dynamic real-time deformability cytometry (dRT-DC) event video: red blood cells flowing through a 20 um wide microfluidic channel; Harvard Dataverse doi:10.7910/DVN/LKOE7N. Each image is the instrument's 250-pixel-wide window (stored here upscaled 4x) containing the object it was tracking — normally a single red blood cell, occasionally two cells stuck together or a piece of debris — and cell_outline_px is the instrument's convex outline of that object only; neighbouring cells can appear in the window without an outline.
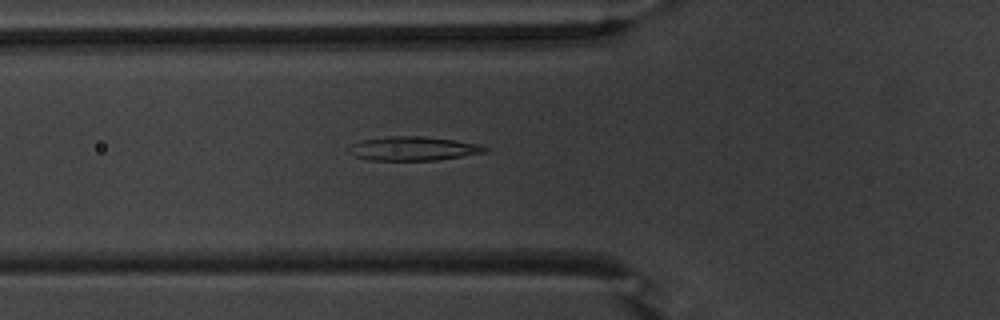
{"species": "common noctule bat (a hibernating species)", "species_latin": "Nyctalus noctula", "temperature_condition": "warm", "stored_images_in_passage": 42, "camera_frame_rate_fps": 3000, "um_per_image_px": 0.085, "animal": {"sex": "male", "body_mass_g": 20.1, "forearm_length_mm": 53.5}, "frame": {"image": 1, "passage_image": 8, "time_ms": 2.333, "image_size_px": [1000, 320], "cell_outline_px": [[488, 152], [436, 160], [368, 160], [356, 156], [348, 152], [344, 148], [348, 144], [360, 140], [388, 136], [420, 136], [456, 140], [480, 144], [488, 148]], "centroid_in_image_um": [35.06, 12.62], "position_along_channel_um": 90.7, "area_um2": 19.31}}
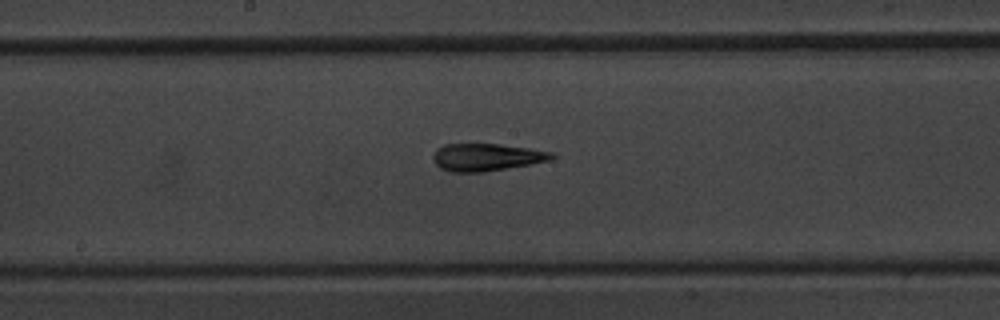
{"frame": {"image": 2, "passage_image": 17, "time_ms": 5.333, "image_size_px": [1000, 320], "cell_outline_px": [[556, 156], [552, 160], [484, 172], [448, 172], [440, 168], [432, 160], [432, 156], [436, 148], [444, 144], [500, 144], [556, 152]], "centroid_in_image_um": [41.35, 13.36], "position_along_channel_um": 206.9, "area_um2": 19.19}}
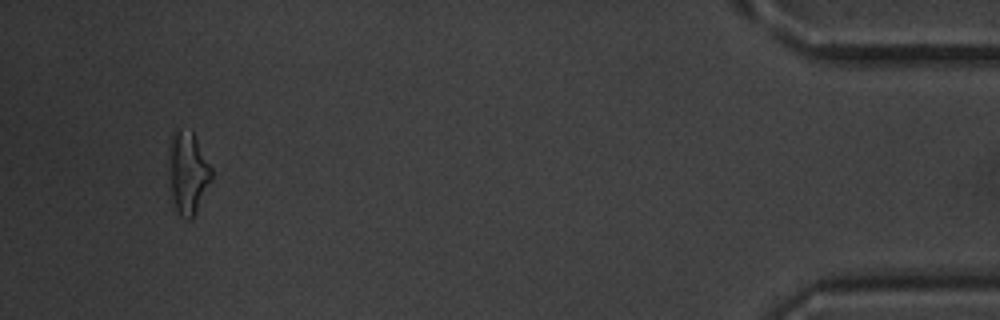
{"frame": {"image": 3, "passage_image": 39, "time_ms": 12.667, "image_size_px": [1000, 320], "cell_outline_px": [[212, 180], [192, 220], [188, 220], [180, 216], [168, 192], [168, 148], [172, 132], [176, 124], [192, 128], [212, 168]], "centroid_in_image_um": [15.92, 14.58], "position_along_channel_um": 419.3, "area_um2": 21.85}, "authors_computed_cell_mechanics": {"area_um2": 18.6983, "velocity_mm_per_s": 3.84, "shape_relaxation_time_tau1_ms": 9.9451, "shape_relaxation_time_tau2_ms": 2.7848, "deformation_change_tau1": 0.2599, "deformation_change_tau2": 0.1334}}